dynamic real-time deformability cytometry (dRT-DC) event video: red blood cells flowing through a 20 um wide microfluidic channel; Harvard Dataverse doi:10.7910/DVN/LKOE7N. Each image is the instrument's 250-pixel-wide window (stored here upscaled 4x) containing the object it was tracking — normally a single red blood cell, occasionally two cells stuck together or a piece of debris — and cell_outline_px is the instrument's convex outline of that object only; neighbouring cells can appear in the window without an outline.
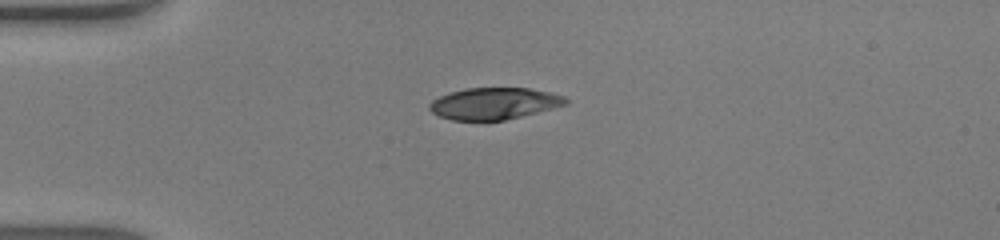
{"species": "human", "species_latin": "Homo sapiens", "temperature_condition": "warm", "stored_images_in_passage": 36, "camera_frame_rate_fps": 3000, "um_per_image_px": 0.085, "donor": {"sex": "male"}, "frame": {"image": 1, "passage_image": 1, "time_ms": 0.0, "image_size_px": [1000, 240], "cell_outline_px": [[568, 104], [504, 120], [452, 120], [440, 116], [432, 112], [428, 108], [428, 104], [432, 100], [440, 96], [464, 88], [528, 88], [548, 92], [564, 96], [568, 100]], "centroid_in_image_um": [41.97, 8.79], "position_along_channel_um": 43.0, "area_um2": 24.91}}
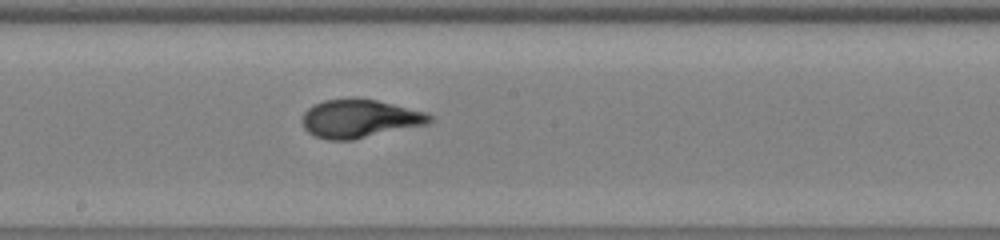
{"frame": {"image": 2, "passage_image": 15, "time_ms": 4.667, "image_size_px": [1000, 240], "cell_outline_px": [[432, 120], [428, 124], [352, 140], [328, 140], [316, 136], [308, 132], [304, 128], [300, 120], [304, 112], [312, 104], [324, 100], [352, 96], [376, 100], [428, 112], [432, 116]], "centroid_in_image_um": [30.54, 10.06], "position_along_channel_um": 217.7, "area_um2": 28.96}}
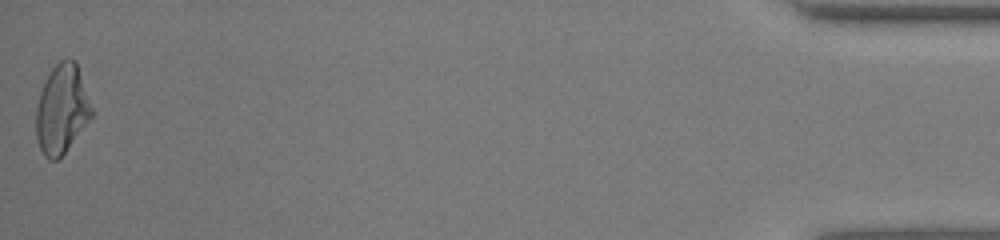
{"frame": {"image": 3, "passage_image": 36, "time_ms": 11.667, "image_size_px": [1000, 240], "cell_outline_px": [[96, 112], [64, 152], [56, 160], [48, 160], [44, 156], [40, 148], [36, 136], [36, 108], [40, 92], [52, 68], [60, 60], [68, 56], [76, 60]], "centroid_in_image_um": [5.3, 9.23], "position_along_channel_um": 429.9, "area_um2": 29.19}, "authors_computed_cell_mechanics": {"area_um2": 28.3798, "velocity_mm_per_s": 4.3788, "shape_relaxation_time_tau1_ms": 5.9966, "shape_relaxation_time_tau2_ms": 0.5973, "deformation_change_tau1": 0.3151, "deformation_change_tau2": 0.0668}}